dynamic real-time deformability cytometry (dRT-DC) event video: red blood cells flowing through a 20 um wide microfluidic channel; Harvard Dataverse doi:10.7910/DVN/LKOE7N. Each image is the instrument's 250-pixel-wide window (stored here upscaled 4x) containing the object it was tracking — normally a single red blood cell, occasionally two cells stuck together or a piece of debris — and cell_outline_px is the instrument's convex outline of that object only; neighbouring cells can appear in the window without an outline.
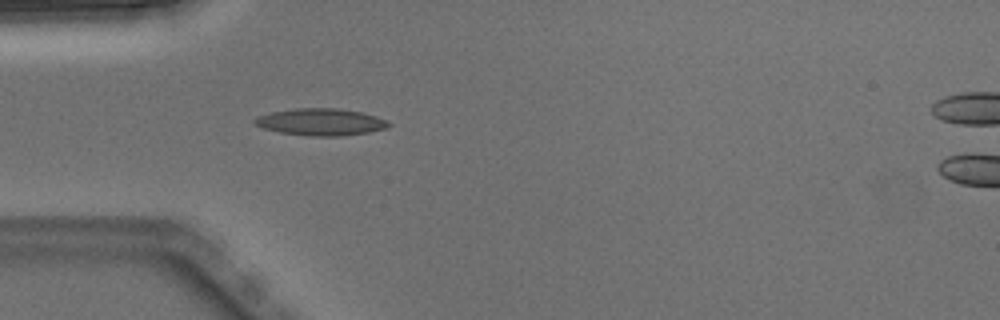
{"species": "Egyptian fruit bat (a non-hibernating species)", "species_latin": "Rousettus aegyptiacus", "temperature_condition": "warm", "stored_images_in_passage": 2, "camera_frame_rate_fps": 3000, "um_per_image_px": 0.085, "animal": {"sex": "male"}, "frame": {"image": 1, "passage_image": 1, "time_ms": 0.0, "image_size_px": [1000, 320], "cell_outline_px": [[392, 124], [388, 128], [368, 132], [344, 136], [312, 136], [280, 132], [264, 128], [256, 124], [252, 120], [256, 116], [268, 112], [292, 108], [340, 108], [360, 112], [376, 116], [388, 120]], "centroid_in_image_um": [27.28, 10.36], "position_along_channel_um": 57.7, "area_um2": 21.27}}